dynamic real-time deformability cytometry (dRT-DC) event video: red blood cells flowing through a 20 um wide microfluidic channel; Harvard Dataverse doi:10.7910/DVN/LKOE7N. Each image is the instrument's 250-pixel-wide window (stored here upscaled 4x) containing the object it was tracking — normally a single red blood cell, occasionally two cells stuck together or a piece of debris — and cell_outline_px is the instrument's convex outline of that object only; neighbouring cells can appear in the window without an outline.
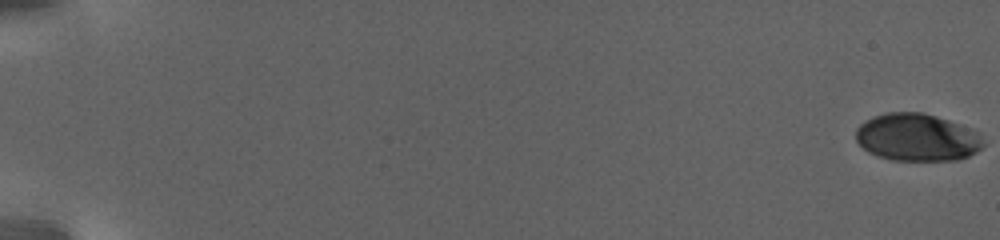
{"species": "human", "species_latin": "Homo sapiens", "temperature_condition": "warm", "stored_images_in_passage": 64, "segment_of_instrument_passage": [1, 2], "camera_frame_rate_fps": 3000, "um_per_image_px": 0.085, "donor": {"sex": "female"}, "frame": {"image": 1, "passage_image": 1, "time_ms": 0.0, "image_size_px": [1000, 240], "cell_outline_px": [[984, 144], [976, 152], [968, 156], [956, 160], [896, 160], [880, 156], [868, 152], [856, 140], [856, 128], [864, 120], [872, 116], [888, 112], [924, 112], [948, 120], [972, 132]], "centroid_in_image_um": [77.85, 11.67], "position_along_channel_um": 7.1, "area_um2": 34.56}}
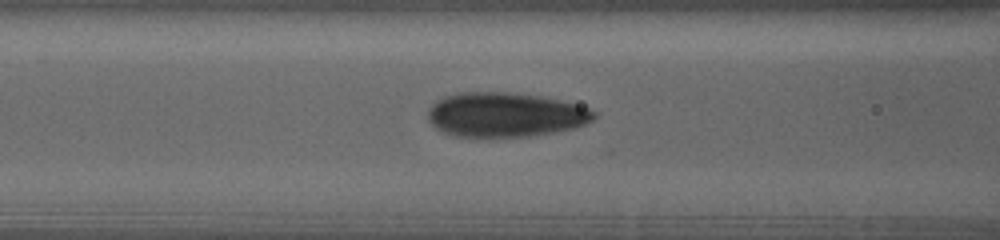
{"frame": {"image": 2, "passage_image": 28, "time_ms": 12.0, "image_size_px": [1000, 240], "cell_outline_px": [[596, 116], [592, 120], [576, 128], [528, 136], [456, 136], [444, 132], [436, 128], [428, 120], [428, 108], [436, 100], [444, 96], [460, 92], [508, 92], [540, 96], [560, 100], [576, 104], [588, 108], [596, 112]], "centroid_in_image_um": [42.93, 9.74], "position_along_channel_um": 123.7, "area_um2": 42.89}}
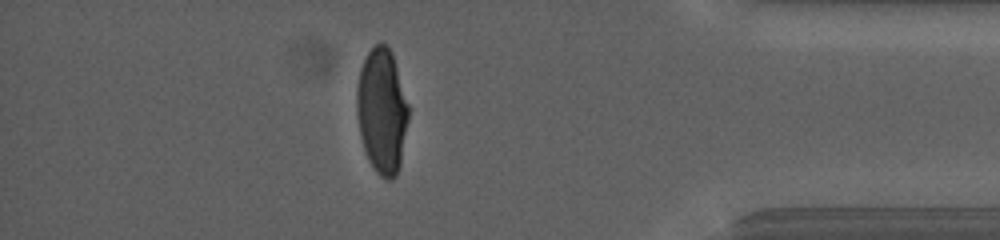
{"frame": {"image": 3, "passage_image": 56, "time_ms": 23.333, "image_size_px": [1000, 240], "cell_outline_px": [[408, 120], [400, 164], [396, 176], [392, 180], [388, 180], [380, 176], [376, 172], [368, 160], [360, 136], [356, 108], [356, 92], [360, 68], [368, 52], [380, 40], [392, 52], [408, 104]], "centroid_in_image_um": [32.45, 9.44], "position_along_channel_um": 402.7, "area_um2": 37.69}}